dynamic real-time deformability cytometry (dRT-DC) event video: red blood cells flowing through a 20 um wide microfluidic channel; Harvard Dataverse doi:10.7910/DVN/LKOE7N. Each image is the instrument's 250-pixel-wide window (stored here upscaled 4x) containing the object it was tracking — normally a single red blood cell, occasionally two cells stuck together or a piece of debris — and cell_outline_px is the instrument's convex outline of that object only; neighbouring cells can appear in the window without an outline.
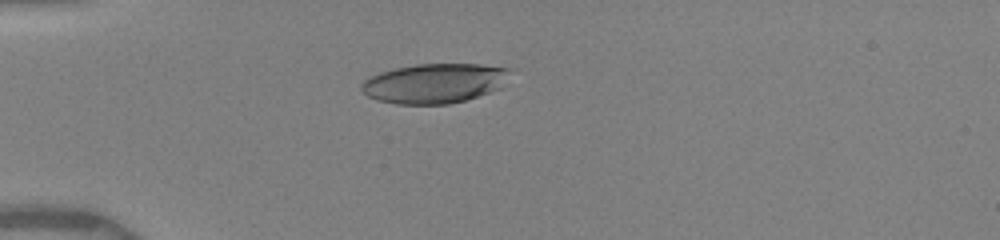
{"species": "human", "species_latin": "Homo sapiens", "temperature_condition": "warm", "stored_images_in_passage": 13, "camera_frame_rate_fps": 3000, "um_per_image_px": 0.085, "donor": {"sex": "female"}, "frame": {"image": 1, "passage_image": 5, "time_ms": 4.333, "image_size_px": [1000, 240], "cell_outline_px": [[512, 68], [500, 88], [464, 100], [448, 104], [396, 104], [376, 100], [368, 96], [360, 88], [360, 84], [364, 80], [380, 72], [396, 68], [416, 64], [480, 64]], "centroid_in_image_um": [36.9, 7.07], "position_along_channel_um": 48.1, "area_um2": 34.16}}
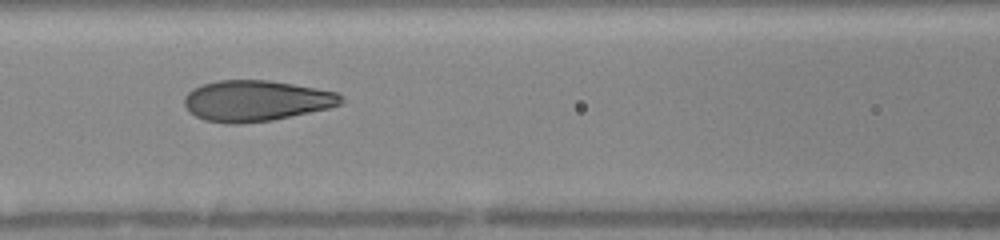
{"frame": {"image": 2, "passage_image": 9, "time_ms": 7.333, "image_size_px": [1000, 240], "cell_outline_px": [[344, 100], [340, 104], [328, 108], [272, 120], [244, 124], [228, 124], [204, 120], [188, 112], [184, 104], [184, 96], [192, 88], [200, 84], [220, 80], [268, 80], [316, 88], [336, 92]], "centroid_in_image_um": [21.7, 8.57], "position_along_channel_um": 144.9, "area_um2": 37.4}}
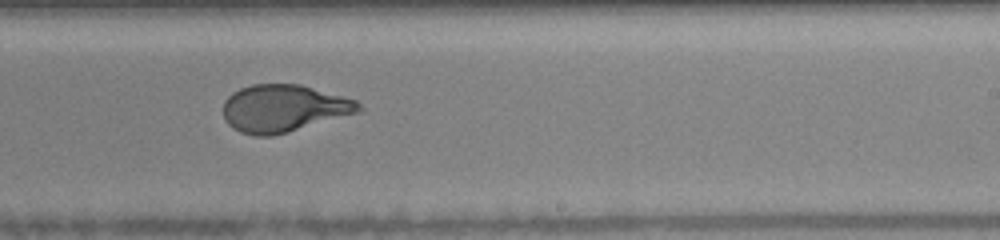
{"frame": {"image": 3, "passage_image": 12, "time_ms": 10.333, "image_size_px": [1000, 240], "cell_outline_px": [[364, 108], [360, 112], [288, 132], [272, 136], [256, 136], [240, 132], [232, 128], [224, 120], [224, 100], [232, 92], [240, 88], [252, 84], [300, 84], [356, 100]], "centroid_in_image_um": [24.1, 9.21], "position_along_channel_um": 264.9, "area_um2": 37.45}}